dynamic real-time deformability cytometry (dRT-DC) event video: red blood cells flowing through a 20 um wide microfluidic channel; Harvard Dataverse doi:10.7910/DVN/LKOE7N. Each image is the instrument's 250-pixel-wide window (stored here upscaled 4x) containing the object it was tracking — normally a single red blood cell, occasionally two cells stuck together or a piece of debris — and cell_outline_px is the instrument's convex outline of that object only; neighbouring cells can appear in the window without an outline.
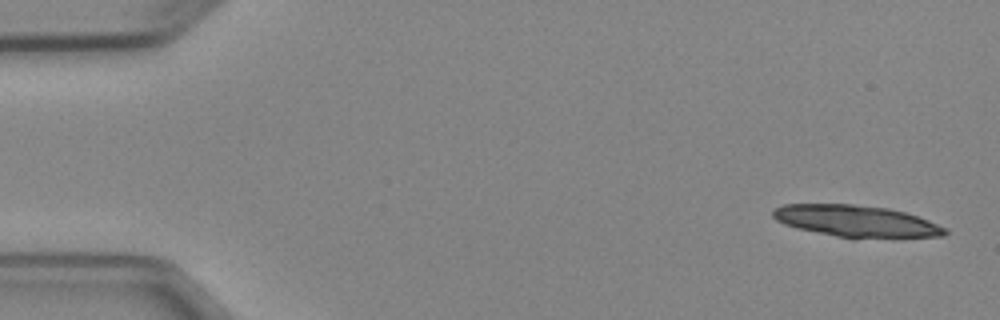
{"species": "Egyptian fruit bat (a non-hibernating species)", "species_latin": "Rousettus aegyptiacus", "temperature_condition": "cold", "stored_images_in_passage": 4, "camera_frame_rate_fps": 3000, "um_per_image_px": 0.085, "animal": {"sex": "female"}, "frame": {"image": 1, "passage_image": 1, "time_ms": 0.0, "image_size_px": [1000, 320], "cell_outline_px": [[948, 232], [944, 236], [856, 240], [852, 240], [796, 228], [784, 224], [776, 220], [772, 216], [772, 208], [784, 204], [852, 204], [888, 208], [904, 212], [928, 220], [948, 228]], "centroid_in_image_um": [72.8, 18.83], "position_along_channel_um": 12.2, "area_um2": 32.66}}